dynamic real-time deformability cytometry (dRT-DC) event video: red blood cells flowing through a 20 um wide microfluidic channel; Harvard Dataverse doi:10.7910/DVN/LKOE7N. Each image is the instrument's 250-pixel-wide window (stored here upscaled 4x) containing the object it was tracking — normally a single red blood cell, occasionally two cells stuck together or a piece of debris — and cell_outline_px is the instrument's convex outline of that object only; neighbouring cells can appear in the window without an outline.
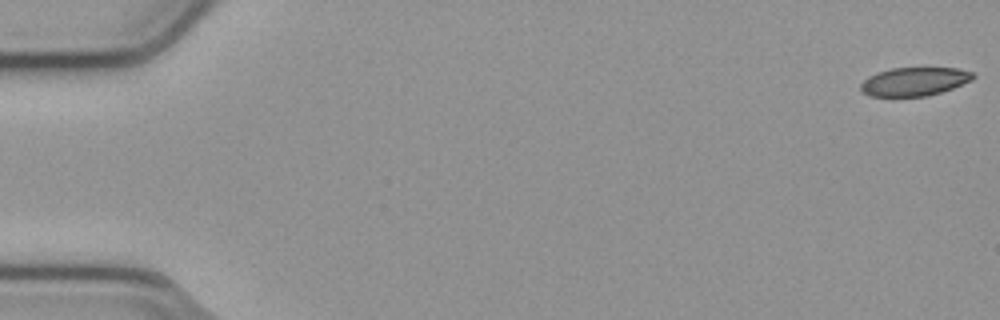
{"species": "common noctule bat (a hibernating species)", "species_latin": "Nyctalus noctula", "temperature_condition": "cold", "stored_images_in_passage": 54, "camera_frame_rate_fps": 3000, "um_per_image_px": 0.085, "animal": {"sex": "male", "body_mass_g": 23.1, "forearm_length_mm": 52.7}, "frame": {"image": 1, "passage_image": 1, "time_ms": 0.0, "image_size_px": [1000, 320], "cell_outline_px": [[976, 76], [972, 80], [952, 88], [928, 96], [868, 96], [860, 88], [860, 84], [868, 76], [892, 68], [956, 68], [972, 72]], "centroid_in_image_um": [77.72, 6.93], "position_along_channel_um": 7.3, "area_um2": 18.5}}
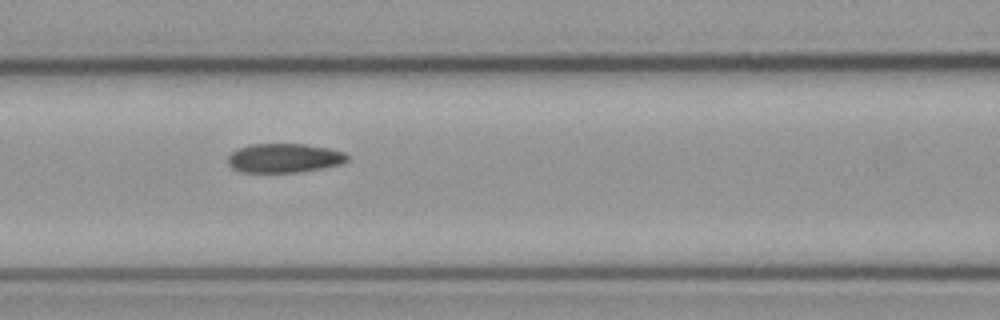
{"frame": {"image": 2, "passage_image": 24, "time_ms": 7.667, "image_size_px": [1000, 320], "cell_outline_px": [[348, 160], [340, 164], [300, 172], [244, 172], [232, 168], [228, 164], [228, 156], [232, 152], [240, 148], [252, 144], [304, 144], [328, 148], [344, 152], [348, 156]], "centroid_in_image_um": [24.15, 13.43], "position_along_channel_um": 142.4, "area_um2": 20.06}}
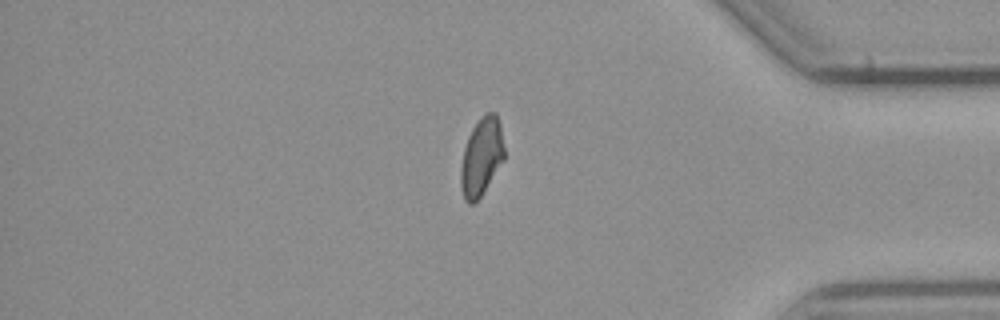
{"frame": {"image": 3, "passage_image": 46, "time_ms": 15.0, "image_size_px": [1000, 320], "cell_outline_px": [[504, 160], [480, 196], [472, 204], [468, 204], [464, 200], [460, 188], [460, 168], [464, 148], [468, 136], [472, 128], [480, 116], [484, 112], [496, 112], [500, 124], [504, 148]], "centroid_in_image_um": [40.91, 13.3], "position_along_channel_um": 394.3, "area_um2": 19.88}}